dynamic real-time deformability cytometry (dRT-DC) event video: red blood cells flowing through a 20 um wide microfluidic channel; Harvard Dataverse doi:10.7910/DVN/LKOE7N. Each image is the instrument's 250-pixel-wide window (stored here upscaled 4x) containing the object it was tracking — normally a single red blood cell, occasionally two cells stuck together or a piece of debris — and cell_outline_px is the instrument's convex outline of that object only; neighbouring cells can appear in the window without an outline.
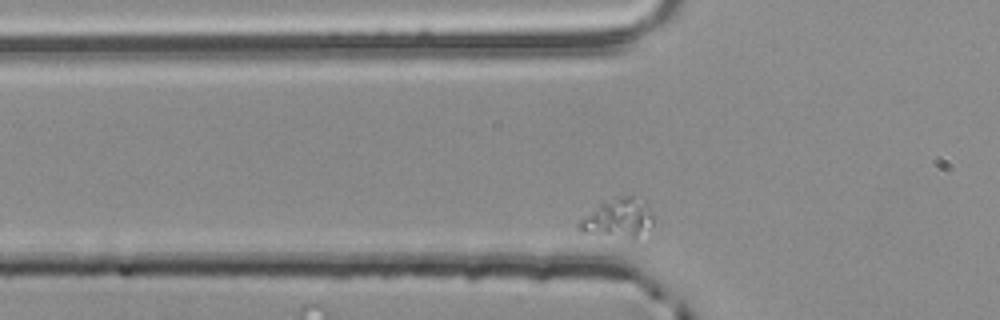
{"species": "common noctule bat (a hibernating species)", "species_latin": "Nyctalus noctula", "temperature_condition": "room temperature", "stored_images_in_passage": 37, "segment_of_instrument_passage": [2, 2], "camera_frame_rate_fps": 3000, "um_per_image_px": 0.085, "animal": {"sex": "male", "body_mass_g": 20.4}, "frame": {"image": 1, "passage_image": 9, "time_ms": 2.667, "image_size_px": [1000, 320], "cell_outline_px": [[652, 224], [632, 240], [576, 228], [576, 224], [580, 220], [600, 204], [612, 196], [632, 196], [644, 200], [648, 204], [652, 216]], "centroid_in_image_um": [52.58, 18.5], "position_along_channel_um": 73.2, "area_um2": 16.42}}
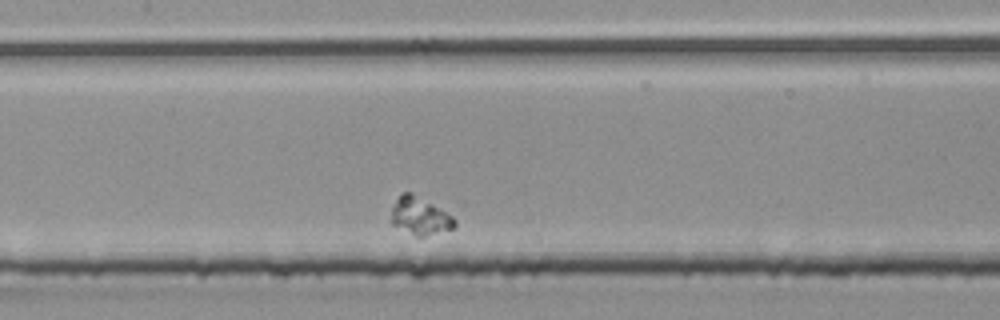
{"frame": {"image": 2, "passage_image": 18, "time_ms": 5.667, "image_size_px": [1000, 320], "cell_outline_px": [[456, 224], [452, 228], [424, 236], [416, 236], [392, 224], [392, 208], [396, 200], [404, 192], [412, 192], [452, 216], [456, 220]], "centroid_in_image_um": [35.69, 18.35], "position_along_channel_um": 171.7, "area_um2": 13.41}}
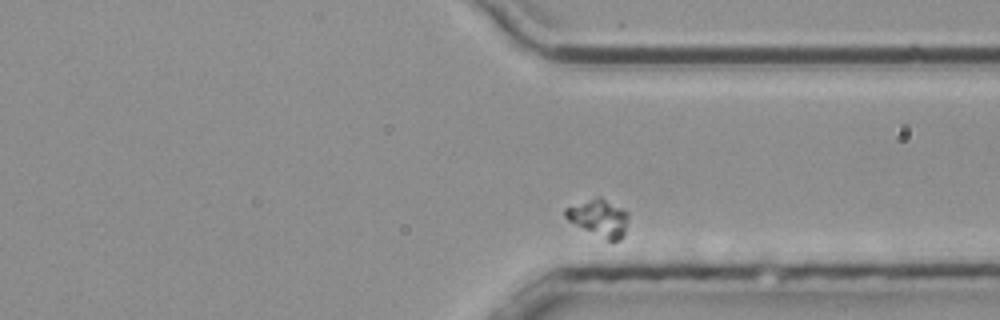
{"frame": {"image": 3, "passage_image": 35, "time_ms": 11.333, "image_size_px": [1000, 320], "cell_outline_px": [[628, 216], [624, 236], [620, 240], [608, 240], [568, 220], [564, 216], [564, 208], [596, 196], [600, 196], [624, 208], [628, 212]], "centroid_in_image_um": [50.94, 18.48], "position_along_channel_um": 360.5, "area_um2": 13.53}}